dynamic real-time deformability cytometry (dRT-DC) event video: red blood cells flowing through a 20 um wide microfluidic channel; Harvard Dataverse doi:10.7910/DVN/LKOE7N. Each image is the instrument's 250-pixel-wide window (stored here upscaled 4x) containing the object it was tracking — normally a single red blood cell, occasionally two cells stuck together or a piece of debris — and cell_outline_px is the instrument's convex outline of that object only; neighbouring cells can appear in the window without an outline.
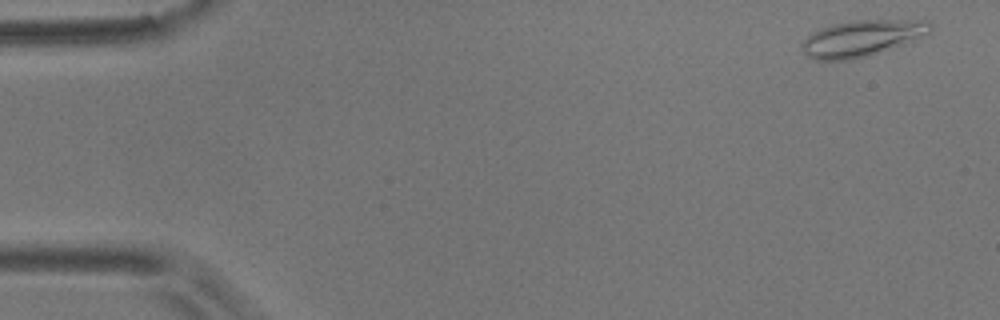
{"species": "common noctule bat (a hibernating species)", "species_latin": "Nyctalus noctula", "temperature_condition": "room temperature", "stored_images_in_passage": 14, "camera_frame_rate_fps": 3000, "um_per_image_px": 0.085, "animal": {"sex": "male", "body_mass_g": 17.9}, "frame": {"image": 1, "passage_image": 3, "time_ms": 0.667, "image_size_px": [1000, 320], "cell_outline_px": [[932, 32], [912, 40], [868, 56], [848, 60], [816, 60], [808, 56], [804, 52], [800, 44], [812, 32], [832, 24], [856, 20], [928, 20], [932, 24]], "centroid_in_image_um": [73.25, 3.24], "position_along_channel_um": 11.7, "area_um2": 26.82}}